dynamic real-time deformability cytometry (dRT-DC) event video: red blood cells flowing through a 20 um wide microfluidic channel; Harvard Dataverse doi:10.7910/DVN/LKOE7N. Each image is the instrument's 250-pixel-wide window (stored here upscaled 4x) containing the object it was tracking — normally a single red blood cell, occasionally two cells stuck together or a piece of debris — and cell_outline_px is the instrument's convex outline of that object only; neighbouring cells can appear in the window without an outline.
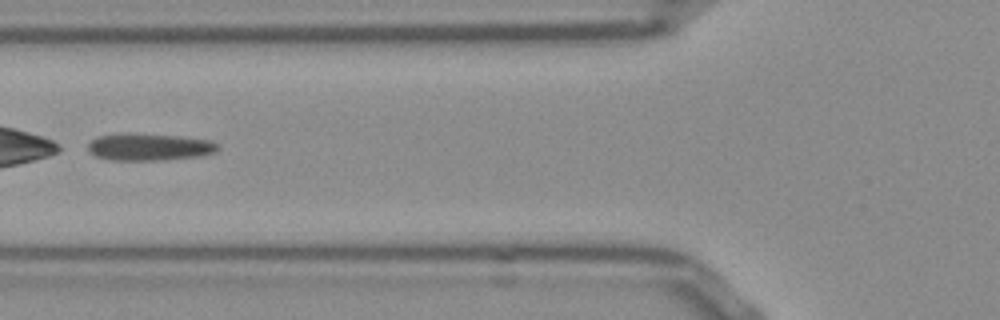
{"species": "Egyptian fruit bat (a non-hibernating species)", "species_latin": "Rousettus aegyptiacus", "temperature_condition": "room temperature", "stored_images_in_passage": 51, "camera_frame_rate_fps": 3000, "um_per_image_px": 0.085, "frame": {"image": 1, "passage_image": 19, "time_ms": 6.0, "image_size_px": [1000, 320], "cell_outline_px": [[220, 148], [216, 152], [200, 156], [164, 160], [108, 160], [96, 156], [88, 148], [88, 144], [92, 140], [100, 136], [176, 136], [208, 140], [216, 144]], "centroid_in_image_um": [12.75, 12.55], "position_along_channel_um": 113.0, "area_um2": 19.36}}
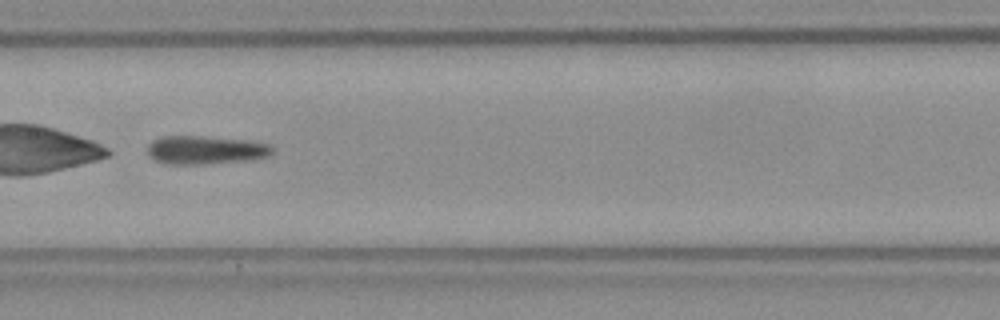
{"frame": {"image": 2, "passage_image": 25, "time_ms": 8.0, "image_size_px": [1000, 320], "cell_outline_px": [[272, 152], [268, 156], [252, 160], [200, 164], [164, 164], [148, 156], [148, 144], [152, 140], [160, 136], [204, 136], [248, 140], [268, 144], [272, 148]], "centroid_in_image_um": [17.43, 12.74], "position_along_channel_um": 190.0, "area_um2": 20.81}, "authors_computed_cell_mechanics": {"area_um2": 21.3282, "velocity_mm_per_s": 3.8251, "shape_relaxation_time_tau1_ms": 5.8013, "shape_relaxation_time_tau2_ms": null, "deformation_change_tau1": 0.1764, "deformation_change_tau2": null}}